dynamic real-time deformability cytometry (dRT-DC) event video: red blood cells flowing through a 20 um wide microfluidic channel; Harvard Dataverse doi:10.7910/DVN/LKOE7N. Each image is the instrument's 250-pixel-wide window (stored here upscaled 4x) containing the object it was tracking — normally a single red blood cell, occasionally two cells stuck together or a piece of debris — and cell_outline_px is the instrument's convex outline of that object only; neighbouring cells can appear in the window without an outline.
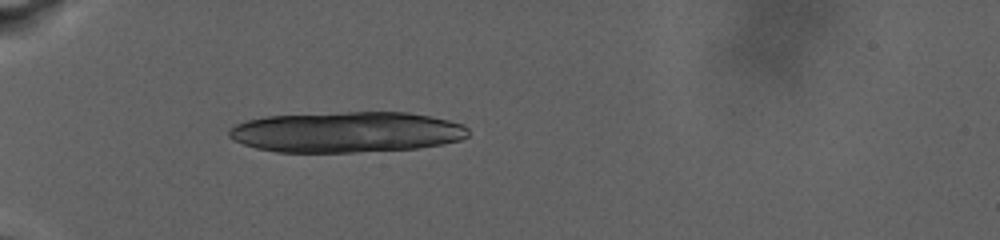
{"species": "human", "species_latin": "Homo sapiens", "temperature_condition": "warm", "stored_images_in_passage": 9, "camera_frame_rate_fps": 3000, "um_per_image_px": 0.085, "donor": {"sex": "male"}, "frame": {"image": 1, "passage_image": 2, "time_ms": 1.0, "image_size_px": [1000, 240], "cell_outline_px": [[468, 136], [460, 140], [440, 144], [416, 148], [356, 152], [276, 152], [256, 148], [232, 140], [228, 136], [228, 128], [236, 124], [248, 120], [264, 116], [348, 112], [408, 112], [448, 120], [464, 124], [468, 128]], "centroid_in_image_um": [29.42, 11.22], "position_along_channel_um": 55.6, "area_um2": 56.82}}